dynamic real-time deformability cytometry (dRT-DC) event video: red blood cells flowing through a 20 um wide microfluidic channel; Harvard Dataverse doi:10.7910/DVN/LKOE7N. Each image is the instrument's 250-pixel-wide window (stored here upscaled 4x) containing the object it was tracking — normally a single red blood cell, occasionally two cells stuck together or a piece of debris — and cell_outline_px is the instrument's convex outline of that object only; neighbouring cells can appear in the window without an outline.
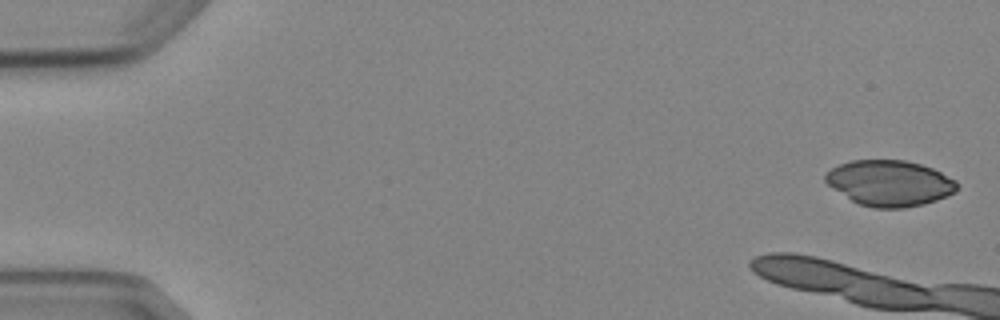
{"species": "Egyptian fruit bat (a non-hibernating species)", "species_latin": "Rousettus aegyptiacus", "temperature_condition": "cold", "stored_images_in_passage": 4, "camera_frame_rate_fps": 3000, "um_per_image_px": 0.085, "animal": {"sex": "female"}, "frame": {"image": 1, "passage_image": 1, "time_ms": 0.0, "image_size_px": [1000, 320], "cell_outline_px": [[956, 192], [936, 200], [924, 204], [904, 208], [872, 208], [860, 204], [852, 200], [832, 188], [824, 180], [824, 172], [840, 164], [852, 160], [904, 160], [920, 164], [932, 168], [956, 180]], "centroid_in_image_um": [75.6, 15.56], "position_along_channel_um": 9.4, "area_um2": 35.03}}